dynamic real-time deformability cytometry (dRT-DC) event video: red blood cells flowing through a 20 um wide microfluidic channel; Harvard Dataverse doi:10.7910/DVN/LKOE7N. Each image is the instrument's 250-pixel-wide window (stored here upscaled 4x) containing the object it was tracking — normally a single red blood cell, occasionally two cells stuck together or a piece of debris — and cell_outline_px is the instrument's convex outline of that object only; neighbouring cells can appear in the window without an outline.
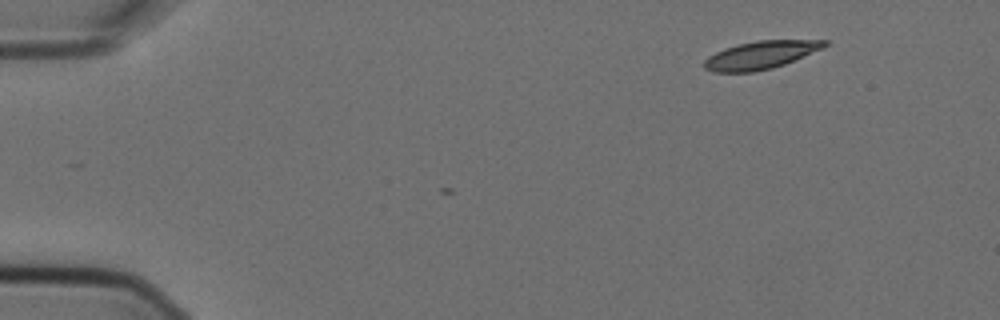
{"species": "Egyptian fruit bat (a non-hibernating species)", "species_latin": "Rousettus aegyptiacus", "temperature_condition": "cold", "stored_images_in_passage": 4, "camera_frame_rate_fps": 3000, "um_per_image_px": 0.085, "animal": {"sex": "female"}, "frame": {"image": 1, "passage_image": 1, "time_ms": 0.0, "image_size_px": [1000, 320], "cell_outline_px": [[828, 44], [824, 48], [784, 64], [772, 68], [752, 72], [712, 72], [704, 68], [704, 60], [708, 56], [724, 48], [756, 40], [828, 40]], "centroid_in_image_um": [64.65, 4.68], "position_along_channel_um": 20.3, "area_um2": 19.54}}
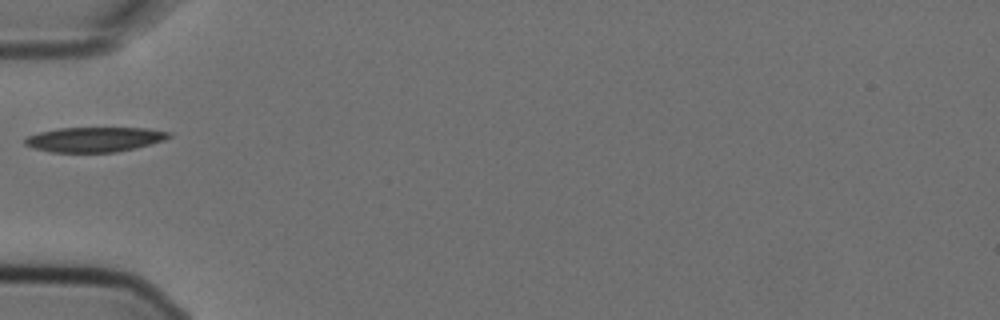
{"frame": {"image": 2, "passage_image": 4, "time_ms": 1.0, "image_size_px": [1000, 320], "cell_outline_px": [[172, 136], [164, 140], [116, 152], [52, 152], [32, 148], [24, 144], [24, 140], [28, 136], [40, 132], [60, 128], [148, 128], [172, 132]], "centroid_in_image_um": [8.03, 11.84], "position_along_channel_um": 77.0, "area_um2": 20.69}}